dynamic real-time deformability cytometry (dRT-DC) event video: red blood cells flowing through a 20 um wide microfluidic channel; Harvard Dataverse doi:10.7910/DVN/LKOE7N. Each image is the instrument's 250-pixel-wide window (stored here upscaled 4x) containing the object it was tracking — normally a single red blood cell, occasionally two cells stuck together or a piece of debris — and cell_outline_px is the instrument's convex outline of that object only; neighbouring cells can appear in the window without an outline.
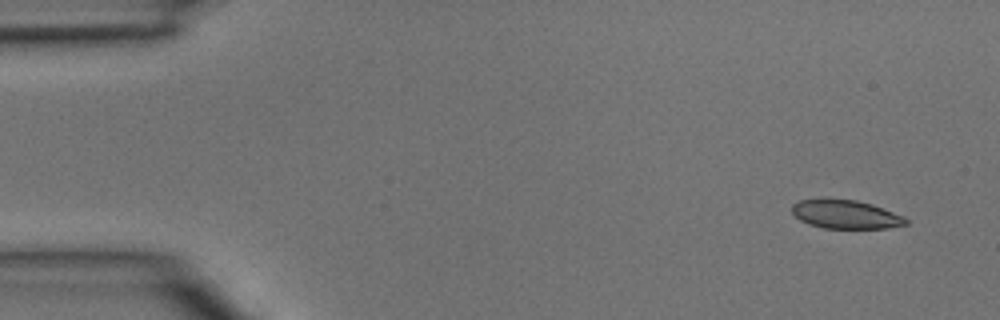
{"species": "common noctule bat (a hibernating species)", "species_latin": "Nyctalus noctula", "temperature_condition": "room temperature", "stored_images_in_passage": 3, "camera_frame_rate_fps": 3000, "um_per_image_px": 0.085, "animal": {"sex": "male", "body_mass_g": 15.6}, "frame": {"image": 1, "passage_image": 1, "time_ms": 0.0, "image_size_px": [1000, 320], "cell_outline_px": [[908, 224], [888, 228], [824, 228], [808, 224], [800, 220], [792, 212], [792, 204], [800, 200], [856, 200], [872, 204], [904, 216], [908, 220]], "centroid_in_image_um": [71.91, 18.24], "position_along_channel_um": 13.1, "area_um2": 18.73}}